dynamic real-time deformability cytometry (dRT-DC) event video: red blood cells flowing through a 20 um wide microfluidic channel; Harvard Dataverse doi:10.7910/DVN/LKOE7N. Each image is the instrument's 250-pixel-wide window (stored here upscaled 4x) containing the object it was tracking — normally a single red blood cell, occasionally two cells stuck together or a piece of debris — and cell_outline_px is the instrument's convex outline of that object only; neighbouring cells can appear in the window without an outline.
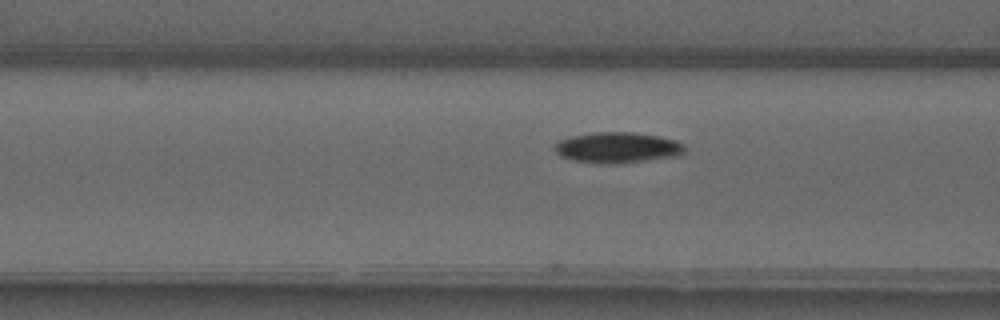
{"species": "common noctule bat (a hibernating species)", "species_latin": "Nyctalus noctula", "temperature_condition": "warm", "stored_images_in_passage": 3, "camera_frame_rate_fps": 3000, "um_per_image_px": 0.085, "animal": {"sex": "male", "forearm_length_mm": 52.5}, "frame": {"image": 1, "passage_image": 3, "time_ms": 2.667, "image_size_px": [1000, 320], "cell_outline_px": [[688, 148], [680, 156], [616, 164], [608, 164], [572, 160], [560, 156], [552, 148], [556, 140], [572, 136], [592, 132], [632, 132], [660, 136], [676, 140], [684, 144]], "centroid_in_image_um": [52.49, 12.54], "position_along_channel_um": 114.1, "area_um2": 23.76}}